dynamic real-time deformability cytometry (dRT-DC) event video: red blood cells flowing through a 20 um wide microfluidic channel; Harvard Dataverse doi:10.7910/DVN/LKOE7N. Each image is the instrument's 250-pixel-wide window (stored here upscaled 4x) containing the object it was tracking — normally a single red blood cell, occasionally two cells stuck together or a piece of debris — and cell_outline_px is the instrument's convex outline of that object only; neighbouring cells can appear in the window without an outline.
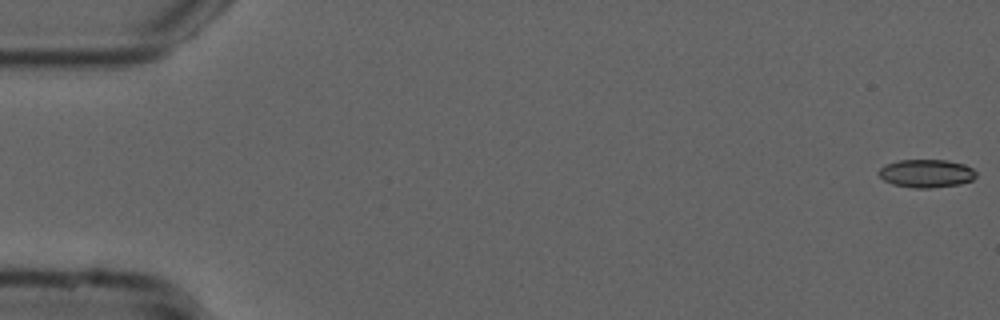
{"species": "common noctule bat (a hibernating species)", "species_latin": "Nyctalus noctula", "temperature_condition": "cold", "stored_images_in_passage": 54, "camera_frame_rate_fps": 3000, "um_per_image_px": 0.085, "animal": {"sex": "male", "forearm_length_mm": 52.5}, "frame": {"image": 1, "passage_image": 1, "time_ms": 0.0, "image_size_px": [1000, 320], "cell_outline_px": [[976, 176], [972, 180], [960, 184], [928, 188], [912, 188], [892, 184], [884, 180], [876, 172], [884, 164], [900, 160], [948, 160], [964, 164], [972, 168], [976, 172]], "centroid_in_image_um": [78.72, 14.74], "position_along_channel_um": 6.3, "area_um2": 16.07}}
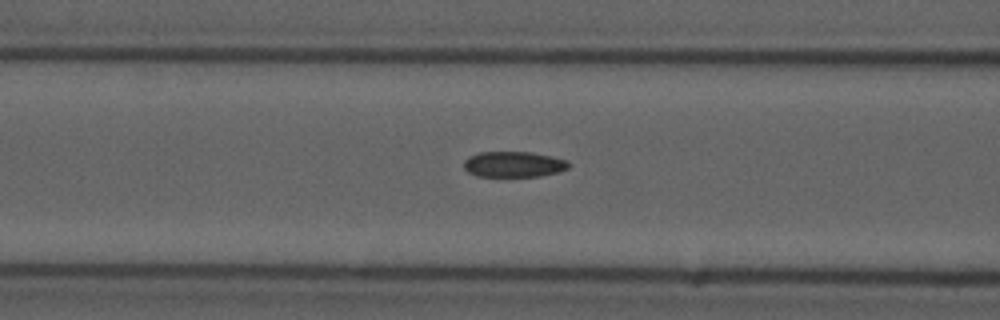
{"frame": {"image": 2, "passage_image": 22, "time_ms": 7.0, "image_size_px": [1000, 320], "cell_outline_px": [[572, 164], [568, 168], [560, 172], [540, 176], [476, 176], [468, 172], [464, 168], [464, 160], [468, 156], [480, 152], [528, 152], [552, 156], [568, 160]], "centroid_in_image_um": [43.69, 13.96], "position_along_channel_um": 122.9, "area_um2": 15.84}}
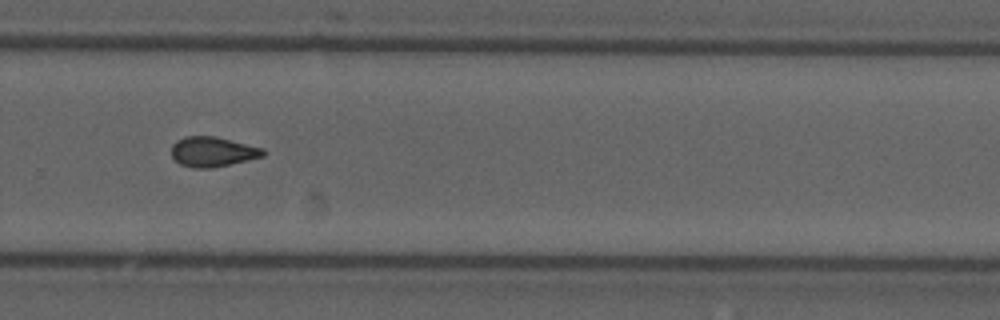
{"frame": {"image": 3, "passage_image": 37, "time_ms": 12.0, "image_size_px": [1000, 320], "cell_outline_px": [[268, 152], [264, 156], [212, 168], [192, 168], [180, 164], [172, 156], [172, 144], [176, 140], [188, 136], [216, 136], [264, 148]], "centroid_in_image_um": [18.1, 12.89], "position_along_channel_um": 311.7, "area_um2": 16.07}, "authors_computed_cell_mechanics": {"area_um2": 16.0106, "velocity_mm_per_s": 3.7757, "shape_relaxation_time_tau1_ms": 7.3744, "shape_relaxation_time_tau2_ms": 4.643, "deformation_change_tau1": 0.1354, "deformation_change_tau2": 0.1039}}